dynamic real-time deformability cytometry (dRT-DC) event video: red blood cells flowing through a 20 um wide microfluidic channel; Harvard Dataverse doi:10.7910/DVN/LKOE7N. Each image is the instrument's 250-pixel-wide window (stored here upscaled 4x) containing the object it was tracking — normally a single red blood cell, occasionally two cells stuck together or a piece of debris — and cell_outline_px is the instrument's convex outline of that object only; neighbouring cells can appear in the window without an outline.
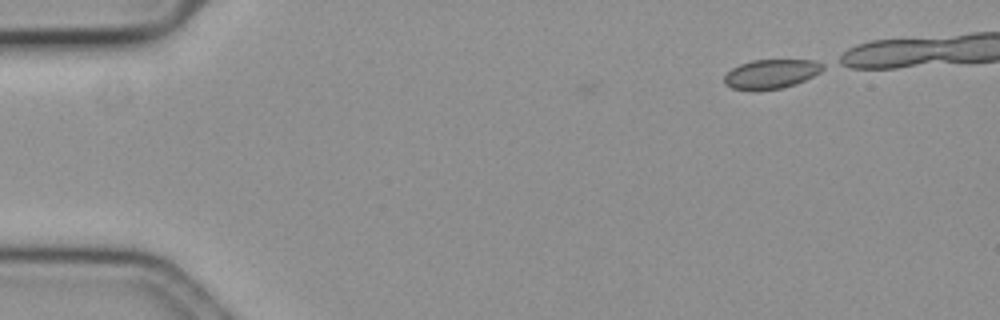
{"species": "common noctule bat (a hibernating species)", "species_latin": "Nyctalus noctula", "temperature_condition": "cold", "stored_images_in_passage": 4, "camera_frame_rate_fps": 3000, "um_per_image_px": 0.085, "animal": {"sex": "female", "body_mass_g": 19.3, "forearm_length_mm": 54.1}, "frame": {"image": 1, "passage_image": 1, "time_ms": 0.0, "image_size_px": [1000, 320], "cell_outline_px": [[824, 68], [820, 72], [796, 84], [784, 88], [756, 92], [752, 92], [732, 88], [724, 84], [724, 76], [732, 68], [740, 64], [752, 60], [816, 60], [824, 64]], "centroid_in_image_um": [65.52, 6.31], "position_along_channel_um": 19.5, "area_um2": 17.17}}